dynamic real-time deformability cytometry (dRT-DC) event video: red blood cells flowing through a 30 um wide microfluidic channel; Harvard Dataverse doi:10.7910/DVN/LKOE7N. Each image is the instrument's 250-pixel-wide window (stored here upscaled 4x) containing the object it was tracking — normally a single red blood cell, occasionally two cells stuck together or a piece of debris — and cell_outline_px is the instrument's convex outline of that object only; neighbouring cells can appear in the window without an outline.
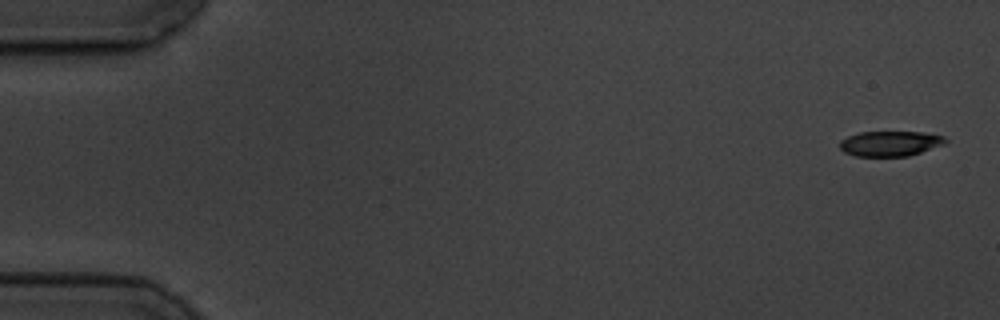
{"species": "common noctule bat (a hibernating species)", "species_latin": "Nyctalus noctula", "temperature_condition": "cold", "stored_images_in_passage": 5, "camera_frame_rate_fps": 3000, "um_per_image_px": 0.085, "animal": {"sex": "male", "body_mass_g": 19.5, "forearm_length_mm": 54.6}, "frame": {"image": 1, "passage_image": 1, "time_ms": 0.0, "image_size_px": [1000, 320], "cell_outline_px": [[948, 144], [908, 156], [856, 156], [844, 152], [840, 148], [840, 140], [848, 136], [860, 132], [920, 132], [944, 136], [948, 140]], "centroid_in_image_um": [75.7, 12.2], "position_along_channel_um": 9.3, "area_um2": 15.61}}
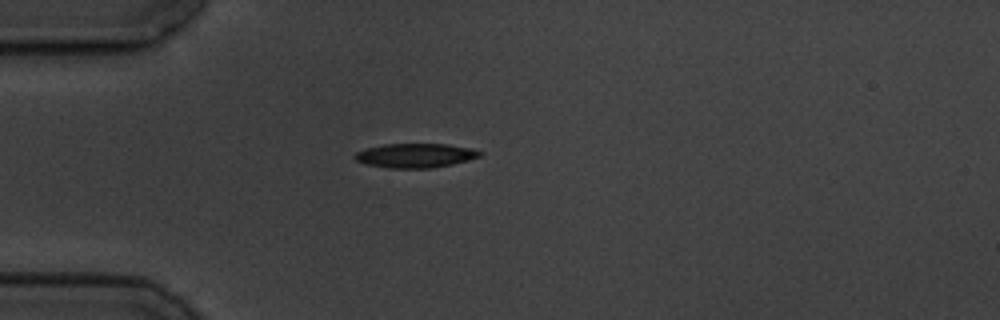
{"frame": {"image": 2, "passage_image": 5, "time_ms": 4.667, "image_size_px": [1000, 320], "cell_outline_px": [[484, 152], [480, 156], [468, 160], [452, 164], [432, 168], [388, 168], [364, 164], [356, 160], [352, 156], [356, 152], [368, 148], [384, 144], [448, 144], [472, 148]], "centroid_in_image_um": [35.31, 13.22], "position_along_channel_um": 49.7, "area_um2": 17.74}}